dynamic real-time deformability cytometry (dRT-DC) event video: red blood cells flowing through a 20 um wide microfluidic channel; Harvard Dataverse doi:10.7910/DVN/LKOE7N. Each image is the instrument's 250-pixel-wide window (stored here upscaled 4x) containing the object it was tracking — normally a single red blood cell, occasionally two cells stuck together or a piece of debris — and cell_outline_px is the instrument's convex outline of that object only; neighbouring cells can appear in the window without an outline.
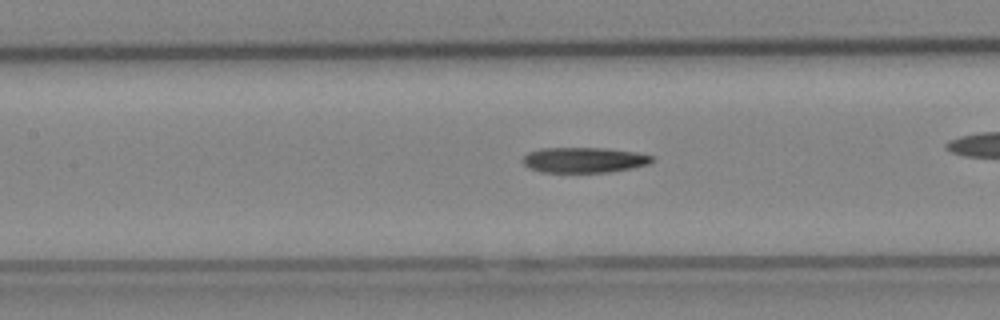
{"species": "Egyptian fruit bat (a non-hibernating species)", "species_latin": "Rousettus aegyptiacus", "temperature_condition": "cold", "stored_images_in_passage": 40, "camera_frame_rate_fps": 3000, "um_per_image_px": 0.085, "animal": {"sex": "female"}, "frame": {"image": 1, "passage_image": 23, "time_ms": 7.333, "image_size_px": [1000, 320], "cell_outline_px": [[652, 160], [648, 164], [632, 168], [608, 172], [540, 172], [528, 168], [520, 160], [528, 152], [540, 148], [608, 148], [636, 152], [652, 156]], "centroid_in_image_um": [49.59, 13.59], "position_along_channel_um": 157.8, "area_um2": 19.19}}